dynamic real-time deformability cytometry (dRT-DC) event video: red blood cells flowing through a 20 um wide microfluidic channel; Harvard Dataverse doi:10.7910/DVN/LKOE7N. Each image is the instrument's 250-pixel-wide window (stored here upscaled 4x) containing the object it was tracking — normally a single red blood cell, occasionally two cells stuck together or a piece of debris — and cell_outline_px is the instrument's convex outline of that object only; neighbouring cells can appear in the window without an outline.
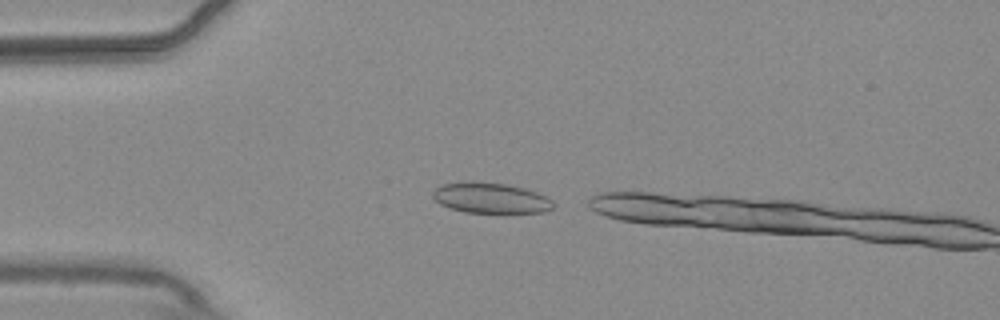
{"species": "common noctule bat (a hibernating species)", "species_latin": "Nyctalus noctula", "temperature_condition": "warm", "stored_images_in_passage": 4, "camera_frame_rate_fps": 3000, "um_per_image_px": 0.085, "animal": {"sex": "male", "body_mass_g": 20.4}, "frame": {"image": 1, "passage_image": 2, "time_ms": 0.333, "image_size_px": [1000, 320], "cell_outline_px": [[552, 208], [544, 212], [464, 212], [448, 208], [440, 204], [432, 196], [432, 192], [440, 184], [460, 180], [472, 180], [504, 184], [524, 188], [536, 192], [552, 200]], "centroid_in_image_um": [41.61, 16.8], "position_along_channel_um": 43.4, "area_um2": 21.56}}